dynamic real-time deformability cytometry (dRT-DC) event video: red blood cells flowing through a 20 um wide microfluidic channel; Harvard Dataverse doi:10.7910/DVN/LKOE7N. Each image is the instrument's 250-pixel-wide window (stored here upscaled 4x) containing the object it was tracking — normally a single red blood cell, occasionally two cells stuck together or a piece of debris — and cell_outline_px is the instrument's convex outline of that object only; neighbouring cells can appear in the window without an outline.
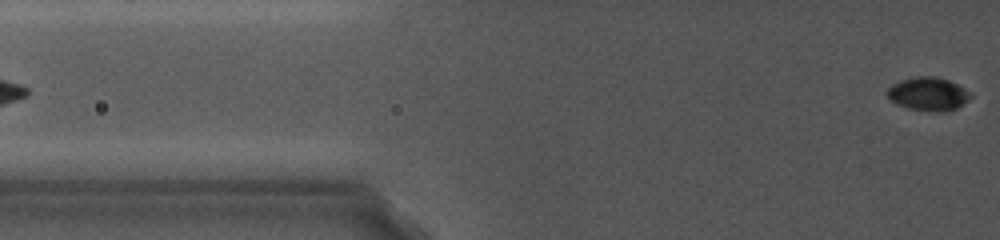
{"species": "common noctule bat (a hibernating species)", "species_latin": "Nyctalus noctula", "temperature_condition": "cold", "stored_images_in_passage": 11, "segment_of_instrument_passage": [2, 2], "camera_frame_rate_fps": 5000, "um_per_image_px": 0.085, "animal": {"sex": "female", "body_mass_g": 19.0, "forearm_length_mm": 56.7}, "frame": {"image": 1, "passage_image": 11, "time_ms": 10.6, "image_size_px": [1000, 240], "cell_outline_px": [[972, 100], [948, 112], [924, 112], [904, 108], [888, 100], [888, 88], [904, 80], [920, 76], [928, 76], [948, 80], [972, 92]], "centroid_in_image_um": [78.95, 8.05], "position_along_channel_um": 46.8, "area_um2": 16.42}}